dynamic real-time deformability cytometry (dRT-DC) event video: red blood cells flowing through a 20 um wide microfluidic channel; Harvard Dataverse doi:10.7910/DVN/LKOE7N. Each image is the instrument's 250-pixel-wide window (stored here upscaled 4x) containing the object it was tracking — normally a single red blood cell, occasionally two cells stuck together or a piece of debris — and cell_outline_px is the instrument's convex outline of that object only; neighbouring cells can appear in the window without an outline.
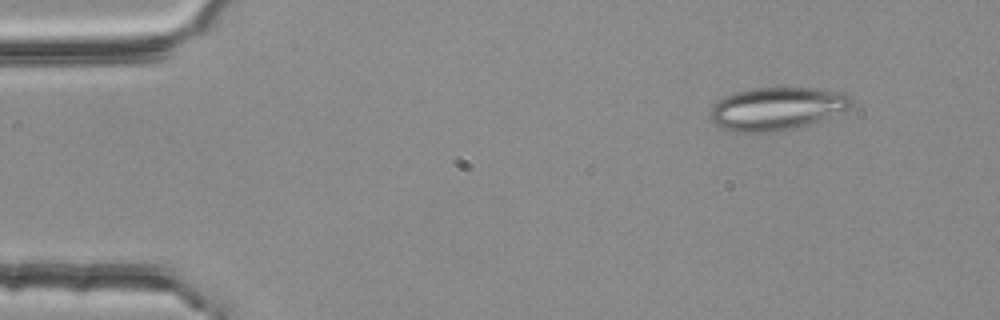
{"species": "common noctule bat (a hibernating species)", "species_latin": "Nyctalus noctula", "temperature_condition": "room temperature", "stored_images_in_passage": 3, "camera_frame_rate_fps": 3000, "um_per_image_px": 0.085, "animal": {"sex": "female", "body_mass_g": 25.1}, "frame": {"image": 1, "passage_image": 1, "time_ms": 0.0, "image_size_px": [1000, 320], "cell_outline_px": [[852, 104], [848, 108], [808, 124], [792, 128], [764, 132], [736, 132], [724, 128], [716, 124], [708, 116], [712, 108], [720, 100], [736, 92], [756, 88], [816, 88], [848, 92], [852, 96]], "centroid_in_image_um": [66.06, 9.21], "position_along_channel_um": 18.9, "area_um2": 34.62}}